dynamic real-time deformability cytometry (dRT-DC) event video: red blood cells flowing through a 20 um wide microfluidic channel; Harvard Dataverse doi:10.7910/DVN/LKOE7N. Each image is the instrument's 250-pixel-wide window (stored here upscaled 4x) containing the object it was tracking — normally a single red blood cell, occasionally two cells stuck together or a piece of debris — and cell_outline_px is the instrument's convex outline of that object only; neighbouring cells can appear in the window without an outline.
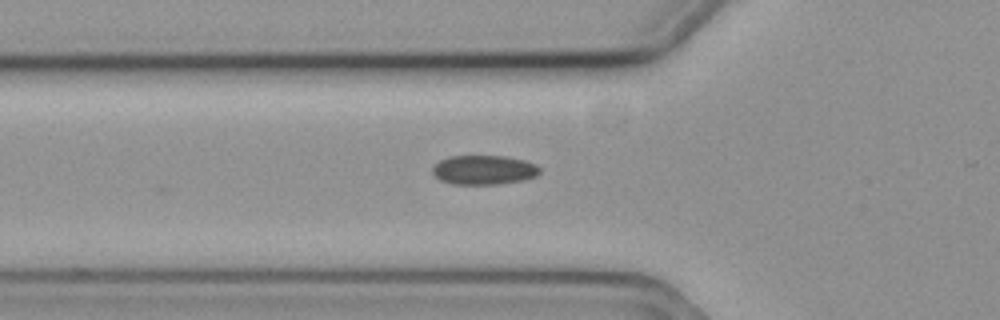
{"species": "common noctule bat (a hibernating species)", "species_latin": "Nyctalus noctula", "temperature_condition": "cold", "stored_images_in_passage": 3, "camera_frame_rate_fps": 3000, "um_per_image_px": 0.085, "animal": {"sex": "female", "body_mass_g": 19.3, "forearm_length_mm": 54.1}, "frame": {"image": 1, "passage_image": 3, "time_ms": 0.667, "image_size_px": [1000, 320], "cell_outline_px": [[540, 172], [536, 176], [524, 180], [500, 184], [452, 184], [440, 180], [432, 172], [432, 168], [440, 160], [448, 156], [504, 156], [524, 160], [536, 164], [540, 168]], "centroid_in_image_um": [41.14, 14.44], "position_along_channel_um": 84.7, "area_um2": 18.38}}